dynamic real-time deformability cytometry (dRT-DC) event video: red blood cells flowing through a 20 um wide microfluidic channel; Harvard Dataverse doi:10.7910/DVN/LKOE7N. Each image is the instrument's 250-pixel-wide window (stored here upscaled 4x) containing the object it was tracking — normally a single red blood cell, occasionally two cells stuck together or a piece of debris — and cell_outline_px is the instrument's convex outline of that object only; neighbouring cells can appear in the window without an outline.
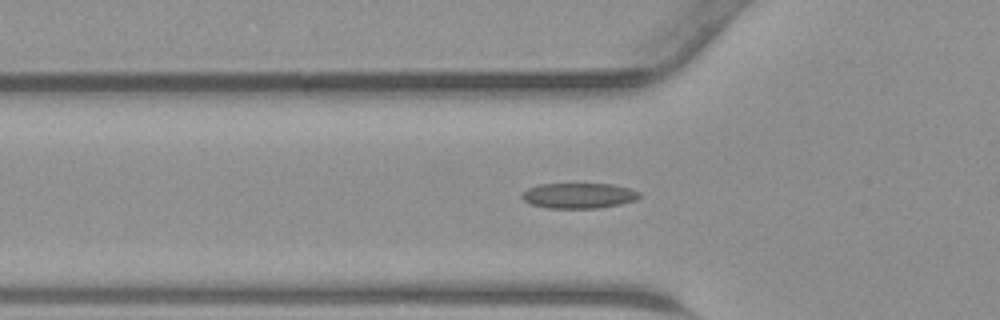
{"species": "common noctule bat (a hibernating species)", "species_latin": "Nyctalus noctula", "temperature_condition": "warm", "stored_images_in_passage": 32, "segment_of_instrument_passage": [1, 2], "camera_frame_rate_fps": 3000, "um_per_image_px": 0.085, "animal": {"sex": "male", "body_mass_g": 23.1, "forearm_length_mm": 52.7}, "frame": {"image": 1, "passage_image": 7, "time_ms": 2.0, "image_size_px": [1000, 320], "cell_outline_px": [[640, 196], [636, 200], [620, 204], [596, 208], [548, 208], [532, 204], [524, 200], [520, 196], [528, 188], [540, 184], [612, 184], [628, 188], [640, 192]], "centroid_in_image_um": [49.2, 16.63], "position_along_channel_um": 76.6, "area_um2": 17.22}}
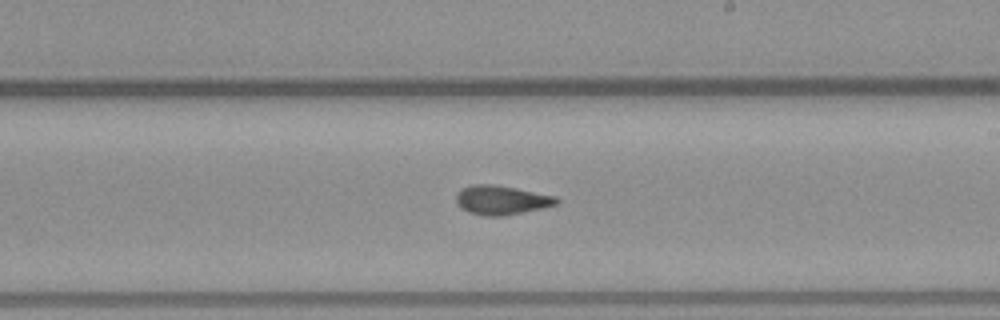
{"frame": {"image": 2, "passage_image": 18, "time_ms": 5.667, "image_size_px": [1000, 320], "cell_outline_px": [[560, 200], [556, 204], [544, 208], [504, 216], [484, 216], [468, 212], [460, 208], [456, 204], [456, 196], [464, 188], [476, 184], [492, 184], [516, 188], [556, 196]], "centroid_in_image_um": [42.64, 17.02], "position_along_channel_um": 246.4, "area_um2": 17.05}}
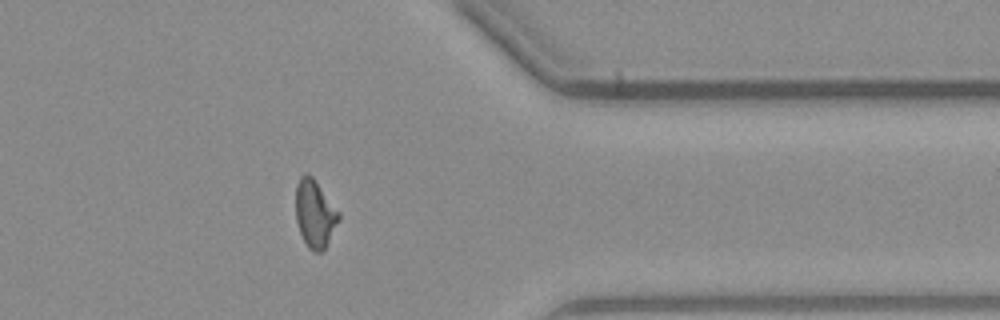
{"frame": {"image": 3, "passage_image": 28, "time_ms": 9.0, "image_size_px": [1000, 320], "cell_outline_px": [[340, 220], [324, 248], [320, 252], [312, 252], [308, 248], [300, 232], [296, 220], [296, 184], [300, 176], [308, 172], [312, 176], [340, 212]], "centroid_in_image_um": [26.76, 18.14], "position_along_channel_um": 384.6, "area_um2": 16.94}}